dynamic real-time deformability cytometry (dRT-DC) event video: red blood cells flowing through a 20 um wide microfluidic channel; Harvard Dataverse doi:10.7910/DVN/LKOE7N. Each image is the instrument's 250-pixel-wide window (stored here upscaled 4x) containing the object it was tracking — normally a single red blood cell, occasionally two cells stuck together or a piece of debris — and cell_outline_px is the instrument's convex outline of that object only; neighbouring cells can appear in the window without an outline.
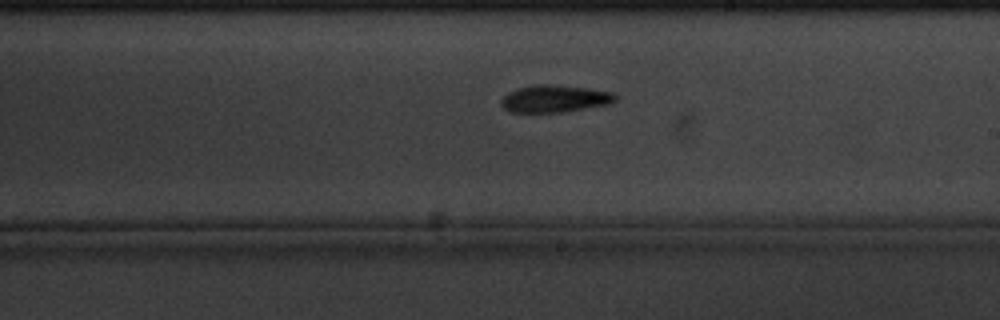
{"species": "common noctule bat (a hibernating species)", "species_latin": "Nyctalus noctula", "temperature_condition": "cold", "stored_images_in_passage": 35, "camera_frame_rate_fps": 3000, "um_per_image_px": 0.085, "animal": {"sex": "male", "body_mass_g": 20.1, "forearm_length_mm": 53.5}, "frame": {"image": 1, "passage_image": 20, "time_ms": 6.333, "image_size_px": [1000, 320], "cell_outline_px": [[616, 100], [612, 104], [560, 112], [508, 112], [500, 104], [500, 100], [508, 92], [516, 88], [536, 84], [552, 84], [588, 88], [612, 92], [616, 96]], "centroid_in_image_um": [47.13, 8.38], "position_along_channel_um": 241.9, "area_um2": 18.26}}